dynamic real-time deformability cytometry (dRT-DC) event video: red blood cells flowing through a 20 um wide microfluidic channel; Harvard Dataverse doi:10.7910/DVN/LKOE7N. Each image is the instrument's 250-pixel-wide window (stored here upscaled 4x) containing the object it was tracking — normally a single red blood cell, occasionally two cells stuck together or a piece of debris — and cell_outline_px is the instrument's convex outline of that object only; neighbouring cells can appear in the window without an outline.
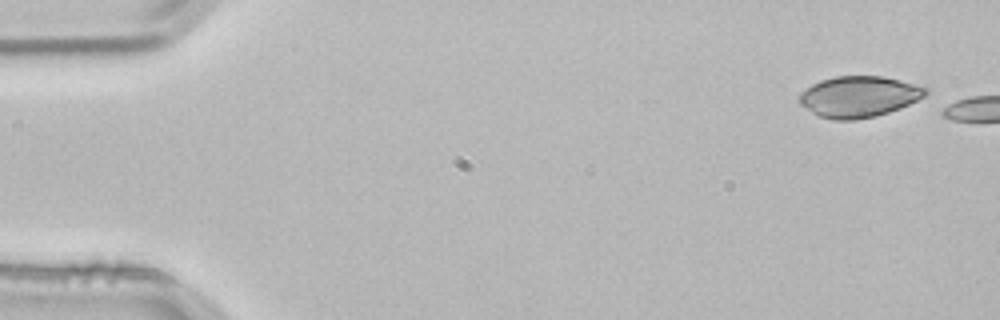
{"species": "common noctule bat (a hibernating species)", "species_latin": "Nyctalus noctula", "temperature_condition": "room temperature", "stored_images_in_passage": 2, "camera_frame_rate_fps": 3000, "um_per_image_px": 0.085, "animal": {"sex": "male", "body_mass_g": 21.5, "forearm_length_mm": 52.0}, "frame": {"image": 1, "passage_image": 1, "time_ms": 0.0, "image_size_px": [1000, 320], "cell_outline_px": [[928, 92], [924, 96], [900, 108], [876, 116], [856, 120], [832, 120], [816, 116], [800, 104], [800, 92], [812, 84], [820, 80], [836, 76], [880, 76], [900, 80], [928, 88]], "centroid_in_image_um": [72.97, 8.22], "position_along_channel_um": 12.0, "area_um2": 30.23}}